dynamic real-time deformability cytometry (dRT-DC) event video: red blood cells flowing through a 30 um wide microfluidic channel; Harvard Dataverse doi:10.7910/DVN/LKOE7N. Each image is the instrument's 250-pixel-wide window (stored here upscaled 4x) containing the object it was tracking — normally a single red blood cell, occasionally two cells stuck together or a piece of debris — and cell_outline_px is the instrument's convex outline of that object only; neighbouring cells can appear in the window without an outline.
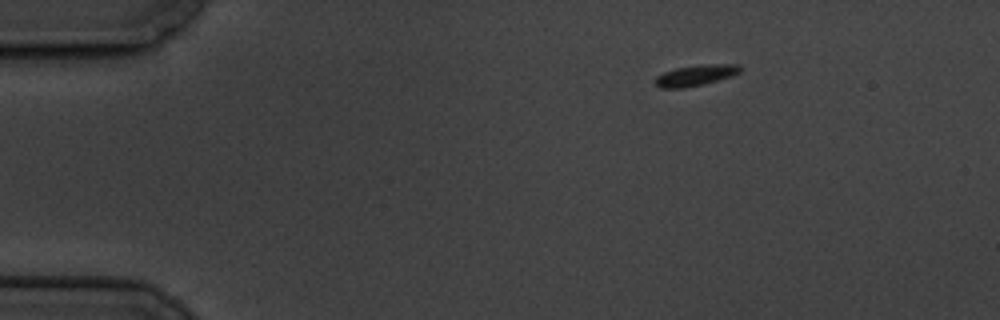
{"species": "common noctule bat (a hibernating species)", "species_latin": "Nyctalus noctula", "temperature_condition": "cold", "stored_images_in_passage": 7, "camera_frame_rate_fps": 3000, "um_per_image_px": 0.085, "animal": {"sex": "male", "body_mass_g": 19.5, "forearm_length_mm": 54.6}, "frame": {"image": 1, "passage_image": 3, "time_ms": 2.333, "image_size_px": [1000, 320], "cell_outline_px": [[740, 72], [732, 76], [704, 84], [684, 88], [660, 88], [656, 84], [656, 76], [664, 72], [676, 68], [704, 64], [740, 64]], "centroid_in_image_um": [59.15, 6.4], "position_along_channel_um": 25.9, "area_um2": 10.29}}
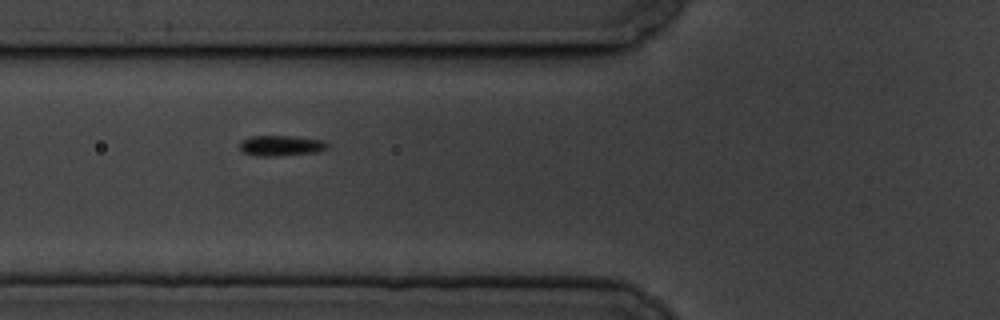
{"frame": {"image": 2, "passage_image": 6, "time_ms": 6.667, "image_size_px": [1000, 320], "cell_outline_px": [[328, 148], [316, 152], [276, 156], [256, 156], [244, 152], [240, 148], [240, 140], [248, 136], [296, 136], [324, 140], [328, 144]], "centroid_in_image_um": [23.88, 12.37], "position_along_channel_um": 101.9, "area_um2": 10.58}}
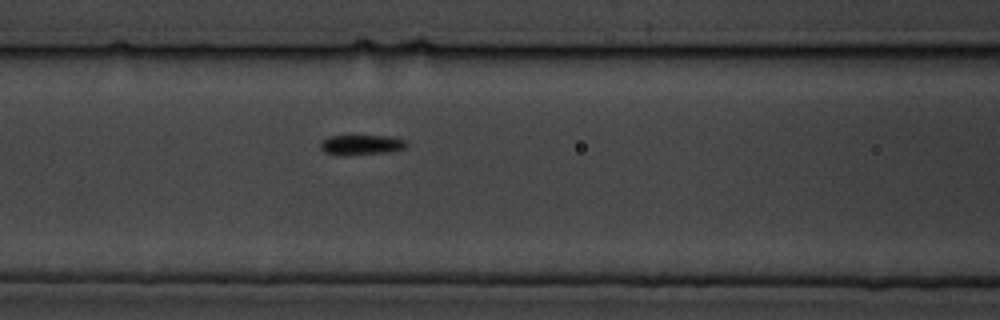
{"frame": {"image": 3, "passage_image": 7, "time_ms": 7.667, "image_size_px": [1000, 320], "cell_outline_px": [[408, 144], [404, 148], [388, 152], [344, 156], [336, 156], [324, 152], [320, 148], [320, 140], [328, 136], [392, 136], [408, 140]], "centroid_in_image_um": [30.68, 12.32], "position_along_channel_um": 135.9, "area_um2": 10.4}}